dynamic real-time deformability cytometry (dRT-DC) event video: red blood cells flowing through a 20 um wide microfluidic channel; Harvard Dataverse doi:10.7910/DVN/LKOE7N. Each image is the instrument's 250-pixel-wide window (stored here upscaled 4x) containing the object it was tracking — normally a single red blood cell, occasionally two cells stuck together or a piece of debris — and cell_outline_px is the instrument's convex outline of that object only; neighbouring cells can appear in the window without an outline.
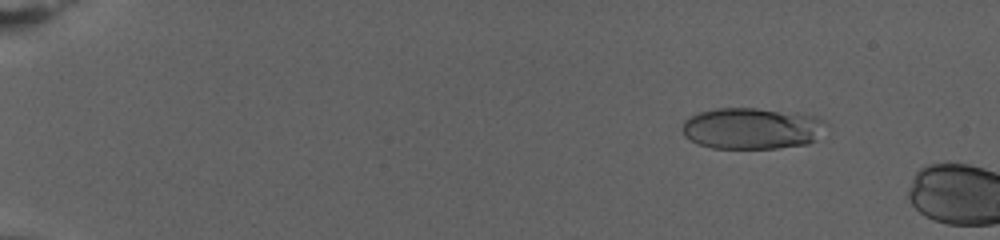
{"species": "human", "species_latin": "Homo sapiens", "temperature_condition": "warm", "stored_images_in_passage": 15, "camera_frame_rate_fps": 3000, "um_per_image_px": 0.085, "donor": {"sex": "female"}, "frame": {"image": 1, "passage_image": 11, "time_ms": 3.333, "image_size_px": [1000, 240], "cell_outline_px": [[828, 124], [816, 140], [808, 144], [776, 148], [712, 148], [696, 144], [684, 136], [680, 128], [684, 120], [700, 112], [716, 108], [756, 108], [796, 112], [816, 116], [824, 120]], "centroid_in_image_um": [63.92, 10.91], "position_along_channel_um": 21.1, "area_um2": 35.14}}